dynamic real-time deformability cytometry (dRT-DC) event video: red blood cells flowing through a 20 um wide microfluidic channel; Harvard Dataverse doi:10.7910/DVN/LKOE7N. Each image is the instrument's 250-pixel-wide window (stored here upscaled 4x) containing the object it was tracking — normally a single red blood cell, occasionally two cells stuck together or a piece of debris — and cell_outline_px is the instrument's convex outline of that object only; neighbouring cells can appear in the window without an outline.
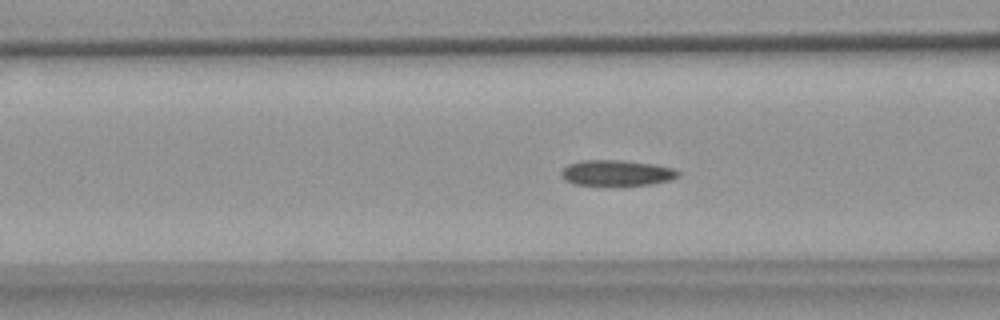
{"species": "common noctule bat (a hibernating species)", "species_latin": "Nyctalus noctula", "temperature_condition": "warm", "stored_images_in_passage": 56, "segment_of_instrument_passage": [1, 2], "camera_frame_rate_fps": 3000, "um_per_image_px": 0.085, "animal": {"sex": "female", "body_mass_g": 18.4}, "frame": {"image": 1, "passage_image": 21, "time_ms": 6.667, "image_size_px": [1000, 320], "cell_outline_px": [[680, 176], [668, 180], [652, 184], [624, 188], [576, 184], [564, 180], [560, 176], [560, 172], [568, 164], [580, 160], [624, 160], [652, 164], [672, 168], [680, 172]], "centroid_in_image_um": [52.39, 14.74], "position_along_channel_um": 114.2, "area_um2": 18.32}}
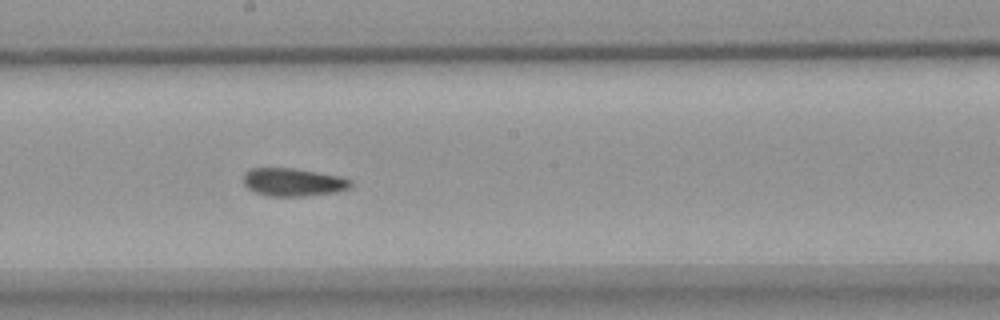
{"frame": {"image": 2, "passage_image": 30, "time_ms": 9.667, "image_size_px": [1000, 320], "cell_outline_px": [[352, 184], [348, 188], [336, 192], [308, 196], [268, 196], [256, 192], [248, 188], [244, 184], [244, 172], [248, 168], [296, 168], [340, 176], [352, 180]], "centroid_in_image_um": [24.92, 15.47], "position_along_channel_um": 223.3, "area_um2": 17.63}}
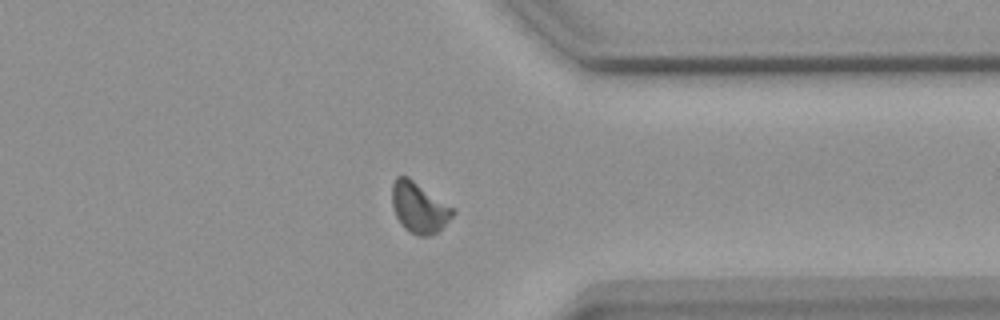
{"frame": {"image": 3, "passage_image": 43, "time_ms": 14.0, "image_size_px": [1000, 320], "cell_outline_px": [[456, 212], [436, 232], [428, 236], [420, 236], [408, 232], [400, 224], [396, 216], [392, 204], [392, 184], [396, 176], [408, 176], [456, 208]], "centroid_in_image_um": [35.62, 17.62], "position_along_channel_um": 375.8, "area_um2": 18.09}}